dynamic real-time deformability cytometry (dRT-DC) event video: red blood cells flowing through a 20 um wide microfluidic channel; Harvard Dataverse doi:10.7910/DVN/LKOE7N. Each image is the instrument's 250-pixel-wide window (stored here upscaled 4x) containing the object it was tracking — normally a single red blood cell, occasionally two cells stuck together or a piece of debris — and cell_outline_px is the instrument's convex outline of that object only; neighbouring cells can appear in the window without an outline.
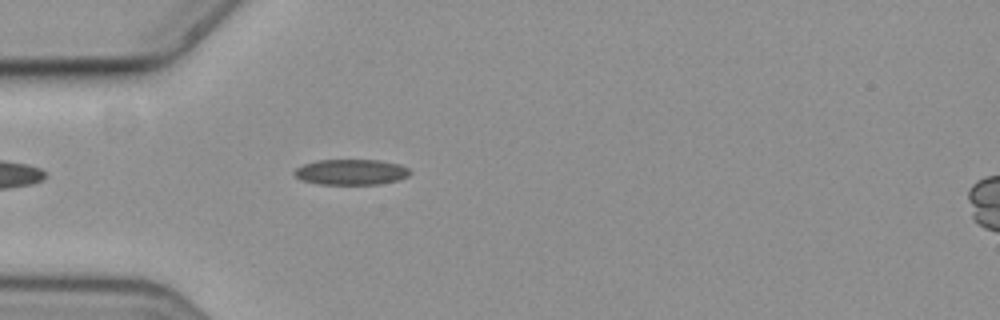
{"species": "common noctule bat (a hibernating species)", "species_latin": "Nyctalus noctula", "temperature_condition": "cold", "stored_images_in_passage": 20, "camera_frame_rate_fps": 3000, "um_per_image_px": 0.085, "animal": {"sex": "female", "body_mass_g": 19.3, "forearm_length_mm": 54.1}, "frame": {"image": 1, "passage_image": 2, "time_ms": 0.333, "image_size_px": [1000, 320], "cell_outline_px": [[412, 172], [408, 176], [396, 180], [380, 184], [320, 184], [300, 180], [292, 172], [296, 168], [304, 164], [316, 160], [380, 160], [400, 164], [408, 168]], "centroid_in_image_um": [29.84, 14.62], "position_along_channel_um": 55.2, "area_um2": 17.28}}
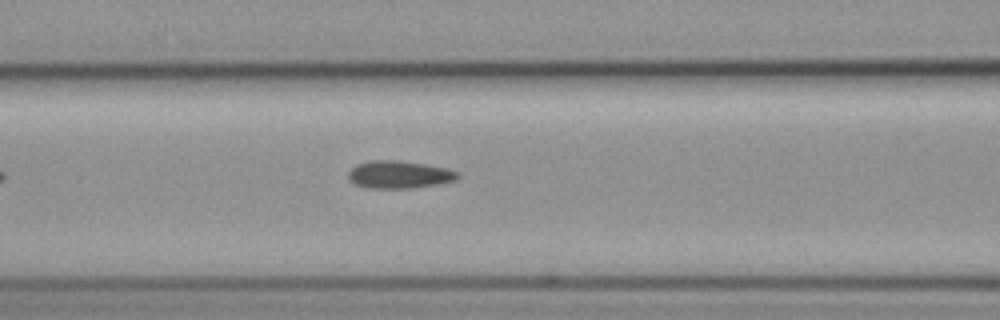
{"frame": {"image": 2, "passage_image": 9, "time_ms": 2.667, "image_size_px": [1000, 320], "cell_outline_px": [[460, 176], [456, 180], [436, 184], [412, 188], [368, 188], [356, 184], [348, 180], [348, 172], [356, 164], [368, 160], [400, 160], [448, 168], [460, 172]], "centroid_in_image_um": [33.93, 14.83], "position_along_channel_um": 132.7, "area_um2": 17.74}}
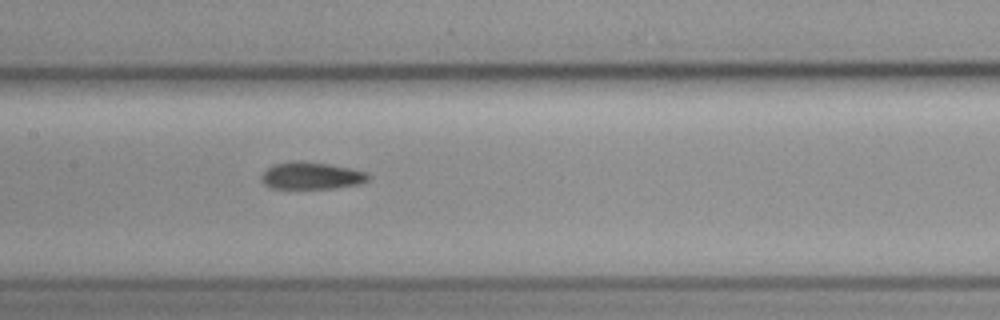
{"frame": {"image": 3, "passage_image": 13, "time_ms": 4.0, "image_size_px": [1000, 320], "cell_outline_px": [[372, 176], [368, 180], [356, 184], [332, 188], [272, 188], [264, 184], [260, 180], [260, 176], [272, 164], [288, 160], [304, 160], [332, 164], [352, 168], [368, 172]], "centroid_in_image_um": [26.46, 14.9], "position_along_channel_um": 180.9, "area_um2": 17.28}}